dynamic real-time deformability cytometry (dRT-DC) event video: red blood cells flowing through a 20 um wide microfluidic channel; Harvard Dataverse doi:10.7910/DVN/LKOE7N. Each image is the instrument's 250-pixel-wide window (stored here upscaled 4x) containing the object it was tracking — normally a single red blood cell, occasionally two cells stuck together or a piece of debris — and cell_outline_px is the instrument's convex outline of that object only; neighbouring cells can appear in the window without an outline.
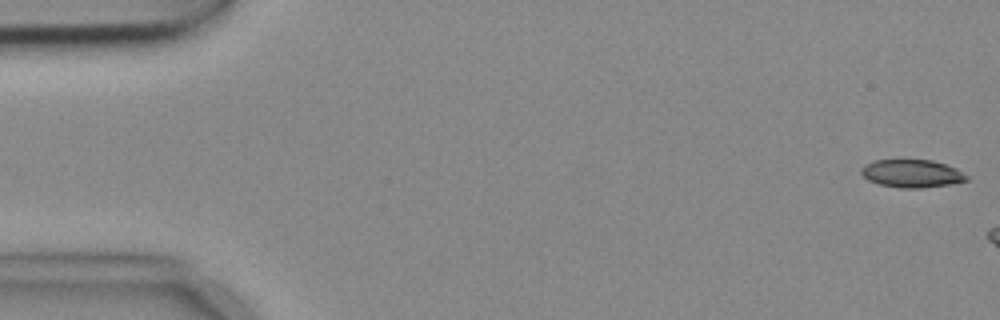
{"species": "common noctule bat (a hibernating species)", "species_latin": "Nyctalus noctula", "temperature_condition": "cold", "stored_images_in_passage": 4, "camera_frame_rate_fps": 3000, "um_per_image_px": 0.085, "animal": {"sex": "female", "body_mass_g": 18.4}, "frame": {"image": 1, "passage_image": 1, "time_ms": 0.0, "image_size_px": [1000, 320], "cell_outline_px": [[968, 180], [948, 184], [920, 188], [900, 188], [880, 184], [868, 180], [860, 172], [864, 164], [876, 160], [932, 160], [956, 168], [968, 176]], "centroid_in_image_um": [77.49, 14.75], "position_along_channel_um": 7.5, "area_um2": 16.94}}